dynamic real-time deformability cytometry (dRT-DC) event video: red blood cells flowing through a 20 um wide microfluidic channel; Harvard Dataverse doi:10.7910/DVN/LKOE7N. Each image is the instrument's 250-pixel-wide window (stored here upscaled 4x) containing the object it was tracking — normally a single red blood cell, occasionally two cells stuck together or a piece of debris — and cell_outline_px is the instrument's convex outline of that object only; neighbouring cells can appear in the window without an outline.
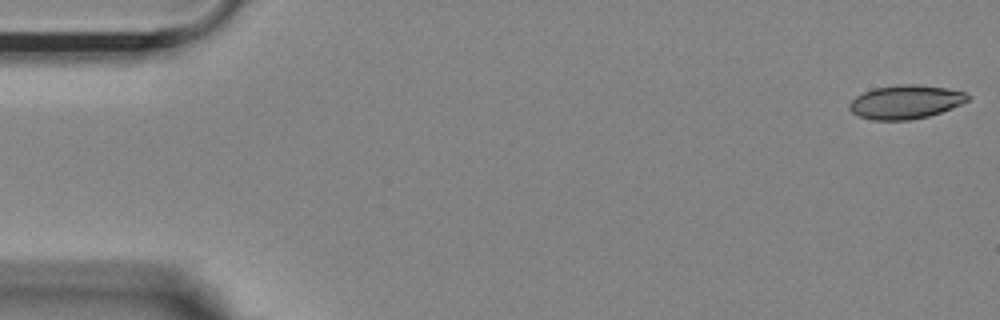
{"species": "Egyptian fruit bat (a non-hibernating species)", "species_latin": "Rousettus aegyptiacus", "temperature_condition": "room temperature", "stored_images_in_passage": 54, "camera_frame_rate_fps": 3000, "um_per_image_px": 0.085, "animal": {"sex": "female"}, "frame": {"image": 1, "passage_image": 1, "time_ms": 0.0, "image_size_px": [1000, 320], "cell_outline_px": [[968, 100], [960, 104], [940, 112], [928, 116], [908, 120], [872, 120], [860, 116], [852, 112], [848, 108], [848, 104], [856, 96], [864, 92], [876, 88], [900, 84], [916, 84], [948, 88], [964, 92], [968, 96]], "centroid_in_image_um": [76.94, 8.66], "position_along_channel_um": 8.1, "area_um2": 23.0}}
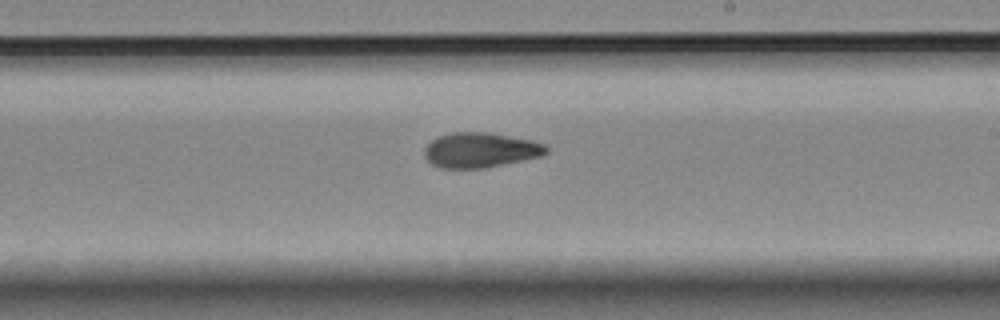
{"frame": {"image": 2, "passage_image": 31, "time_ms": 10.0, "image_size_px": [1000, 320], "cell_outline_px": [[548, 152], [540, 156], [484, 168], [440, 168], [432, 164], [424, 156], [424, 148], [436, 136], [452, 132], [488, 132], [528, 140], [544, 144], [548, 148]], "centroid_in_image_um": [40.77, 12.75], "position_along_channel_um": 248.2, "area_um2": 24.62}}
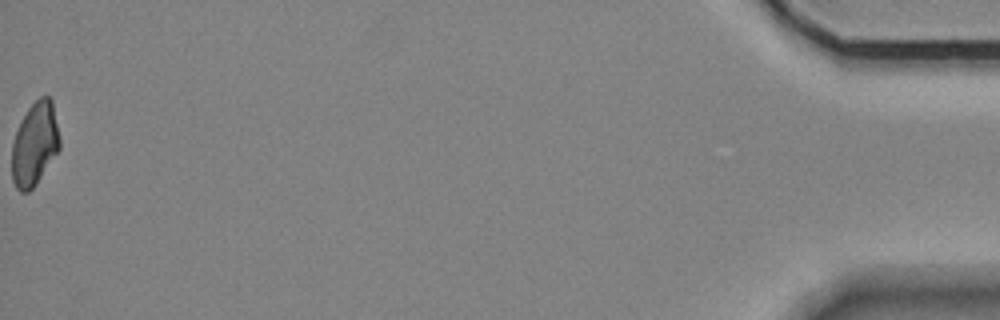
{"frame": {"image": 3, "passage_image": 54, "time_ms": 17.667, "image_size_px": [1000, 320], "cell_outline_px": [[60, 148], [36, 184], [28, 192], [20, 192], [16, 188], [12, 180], [12, 144], [20, 120], [28, 108], [40, 96], [48, 96], [52, 100], [60, 140]], "centroid_in_image_um": [2.94, 12.24], "position_along_channel_um": 432.3, "area_um2": 23.18}, "authors_computed_cell_mechanics": {"area_um2": 24.1604, "velocity_mm_per_s": 3.6975, "shape_relaxation_time_tau1_ms": null, "shape_relaxation_time_tau2_ms": 2.2598, "deformation_change_tau1": null, "deformation_change_tau2": 0.0889}}